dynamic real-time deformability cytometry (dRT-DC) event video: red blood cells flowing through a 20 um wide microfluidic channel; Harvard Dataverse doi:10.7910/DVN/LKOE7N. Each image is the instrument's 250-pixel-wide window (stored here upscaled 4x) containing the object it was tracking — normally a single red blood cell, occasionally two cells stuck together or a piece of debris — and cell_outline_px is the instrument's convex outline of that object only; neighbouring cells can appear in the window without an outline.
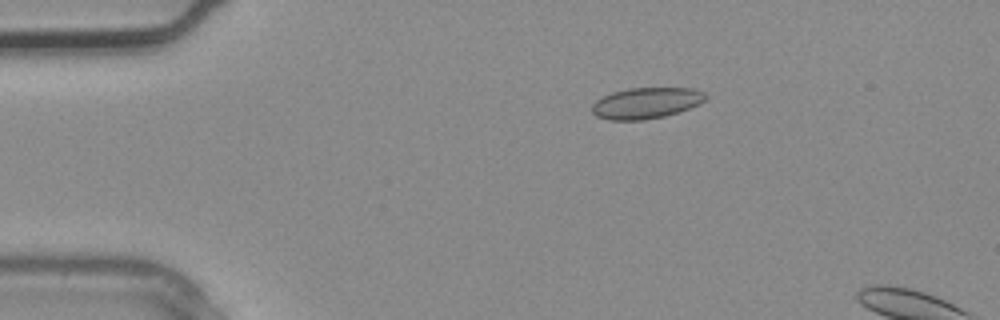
{"species": "common noctule bat (a hibernating species)", "species_latin": "Nyctalus noctula", "temperature_condition": "warm", "stored_images_in_passage": 3, "camera_frame_rate_fps": 3000, "um_per_image_px": 0.085, "animal": {"sex": "male", "body_mass_g": 20.4}, "frame": {"image": 1, "passage_image": 2, "time_ms": 0.333, "image_size_px": [1000, 320], "cell_outline_px": [[708, 96], [700, 104], [664, 116], [644, 120], [608, 120], [596, 116], [592, 112], [592, 104], [596, 100], [612, 92], [628, 88], [692, 88], [704, 92]], "centroid_in_image_um": [54.9, 8.76], "position_along_channel_um": 30.1, "area_um2": 20.52}}